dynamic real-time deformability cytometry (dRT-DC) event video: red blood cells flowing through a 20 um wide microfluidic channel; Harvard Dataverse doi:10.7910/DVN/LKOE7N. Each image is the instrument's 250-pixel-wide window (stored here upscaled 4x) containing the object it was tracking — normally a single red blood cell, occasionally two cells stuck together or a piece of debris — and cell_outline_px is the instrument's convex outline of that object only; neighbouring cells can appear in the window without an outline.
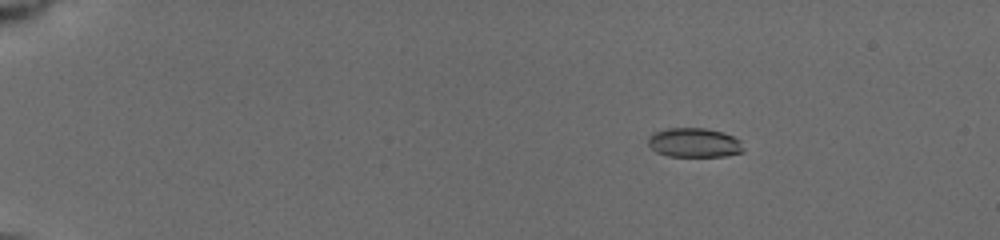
{"species": "common noctule bat (a hibernating species)", "species_latin": "Nyctalus noctula", "temperature_condition": "cold", "stored_images_in_passage": 16, "camera_frame_rate_fps": 3000, "um_per_image_px": 0.085, "animal": {"sex": "female", "body_mass_g": 19.5, "forearm_length_mm": 54.1}, "frame": {"image": 1, "passage_image": 5, "time_ms": 2.333, "image_size_px": [1000, 240], "cell_outline_px": [[744, 152], [724, 156], [668, 156], [656, 152], [648, 144], [648, 140], [656, 132], [668, 128], [704, 128], [720, 132], [732, 136], [740, 140], [744, 148]], "centroid_in_image_um": [59.04, 12.14], "position_along_channel_um": 26.0, "area_um2": 16.07}}
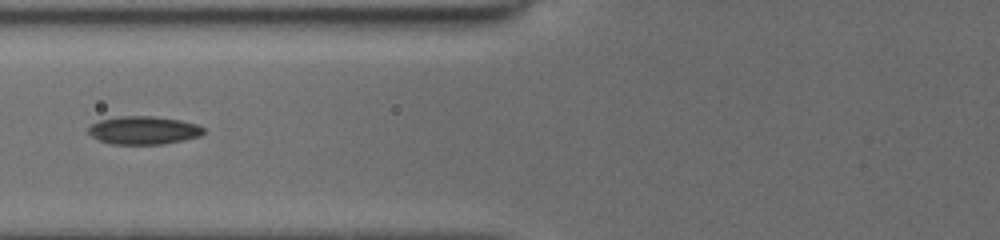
{"frame": {"image": 2, "passage_image": 13, "time_ms": 7.333, "image_size_px": [1000, 240], "cell_outline_px": [[204, 132], [200, 136], [160, 144], [112, 144], [100, 140], [92, 136], [88, 132], [88, 128], [92, 124], [100, 120], [120, 116], [156, 116], [180, 120], [196, 124], [204, 128]], "centroid_in_image_um": [12.19, 11.06], "position_along_channel_um": 113.6, "area_um2": 18.67}}
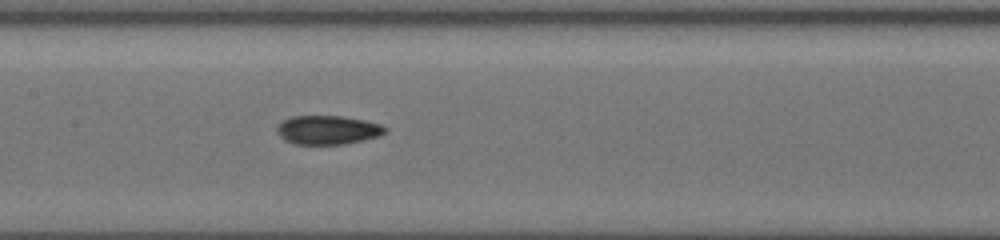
{"frame": {"image": 3, "passage_image": 16, "time_ms": 9.0, "image_size_px": [1000, 240], "cell_outline_px": [[388, 128], [380, 136], [344, 144], [296, 144], [284, 140], [276, 132], [276, 124], [280, 120], [292, 116], [344, 116], [364, 120], [380, 124]], "centroid_in_image_um": [27.8, 11.03], "position_along_channel_um": 179.6, "area_um2": 18.38}}